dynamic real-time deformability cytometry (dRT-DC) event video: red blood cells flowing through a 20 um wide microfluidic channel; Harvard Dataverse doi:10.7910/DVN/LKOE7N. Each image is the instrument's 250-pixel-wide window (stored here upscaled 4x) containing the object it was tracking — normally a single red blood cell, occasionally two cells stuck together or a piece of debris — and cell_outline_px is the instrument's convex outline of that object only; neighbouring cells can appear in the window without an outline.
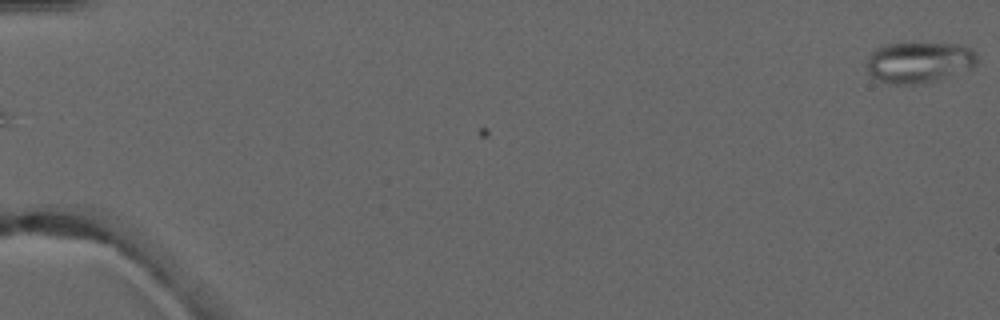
{"species": "common noctule bat (a hibernating species)", "species_latin": "Nyctalus noctula", "temperature_condition": "warm", "stored_images_in_passage": 3, "camera_frame_rate_fps": 3000, "um_per_image_px": 0.085, "animal": {"sex": "male", "forearm_length_mm": 52.5}, "frame": {"image": 1, "passage_image": 3, "time_ms": 2.333, "image_size_px": [1000, 320], "cell_outline_px": [[976, 64], [972, 68], [920, 84], [888, 84], [872, 76], [868, 72], [868, 56], [876, 48], [884, 44], [964, 44], [976, 52]], "centroid_in_image_um": [78.11, 5.29], "position_along_channel_um": 6.9, "area_um2": 26.01}}